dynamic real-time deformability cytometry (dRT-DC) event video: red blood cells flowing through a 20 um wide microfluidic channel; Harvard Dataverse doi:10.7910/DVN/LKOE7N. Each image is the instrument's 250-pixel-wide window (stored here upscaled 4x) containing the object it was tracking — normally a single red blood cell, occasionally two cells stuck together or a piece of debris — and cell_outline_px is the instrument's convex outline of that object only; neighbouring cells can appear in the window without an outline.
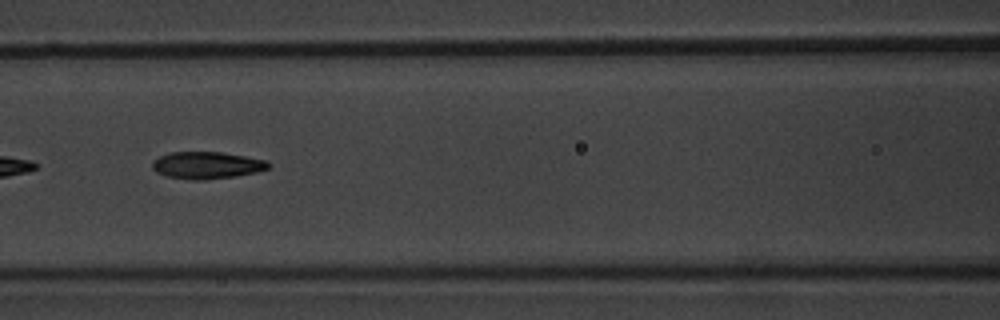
{"species": "common noctule bat (a hibernating species)", "species_latin": "Nyctalus noctula", "temperature_condition": "warm", "stored_images_in_passage": 24, "camera_frame_rate_fps": 3000, "um_per_image_px": 0.085, "animal": {"sex": "male", "body_mass_g": 20.1, "forearm_length_mm": 53.5}, "frame": {"image": 1, "passage_image": 8, "time_ms": 2.333, "image_size_px": [1000, 320], "cell_outline_px": [[268, 168], [256, 172], [236, 176], [204, 180], [192, 180], [168, 176], [156, 172], [152, 168], [152, 160], [168, 152], [220, 152], [268, 160]], "centroid_in_image_um": [17.55, 14.04], "position_along_channel_um": 149.1, "area_um2": 18.26}}
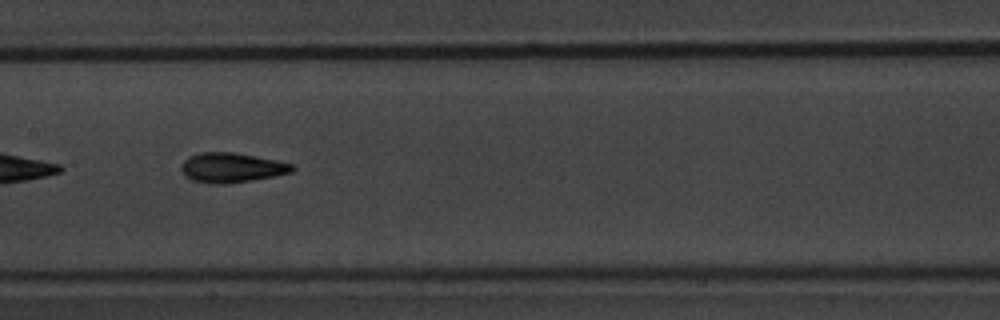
{"frame": {"image": 2, "passage_image": 11, "time_ms": 3.333, "image_size_px": [1000, 320], "cell_outline_px": [[296, 168], [292, 172], [252, 180], [228, 184], [212, 184], [192, 180], [184, 176], [180, 168], [180, 164], [184, 160], [192, 156], [204, 152], [236, 152], [292, 164]], "centroid_in_image_um": [19.65, 14.26], "position_along_channel_um": 187.7, "area_um2": 19.13}}